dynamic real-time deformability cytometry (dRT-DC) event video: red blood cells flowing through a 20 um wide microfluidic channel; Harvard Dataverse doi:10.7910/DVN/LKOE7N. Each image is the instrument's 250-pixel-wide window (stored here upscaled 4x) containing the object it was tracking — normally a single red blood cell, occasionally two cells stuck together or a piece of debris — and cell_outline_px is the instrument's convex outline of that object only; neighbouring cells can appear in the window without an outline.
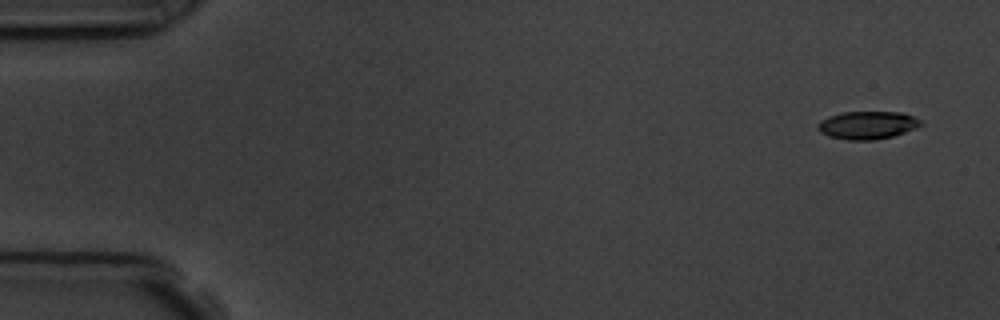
{"species": "common noctule bat (a hibernating species)", "species_latin": "Nyctalus noctula", "temperature_condition": "room temperature", "stored_images_in_passage": 6, "camera_frame_rate_fps": 3000, "um_per_image_px": 0.085, "animal": {"sex": "male", "body_mass_g": 19.5, "forearm_length_mm": 54.6}, "frame": {"image": 1, "passage_image": 1, "time_ms": 0.0, "image_size_px": [1000, 320], "cell_outline_px": [[924, 124], [904, 132], [892, 136], [872, 140], [848, 140], [828, 136], [820, 132], [816, 128], [816, 124], [820, 120], [828, 116], [844, 112], [900, 112], [912, 116], [920, 120]], "centroid_in_image_um": [73.67, 10.63], "position_along_channel_um": 11.3, "area_um2": 16.7}}
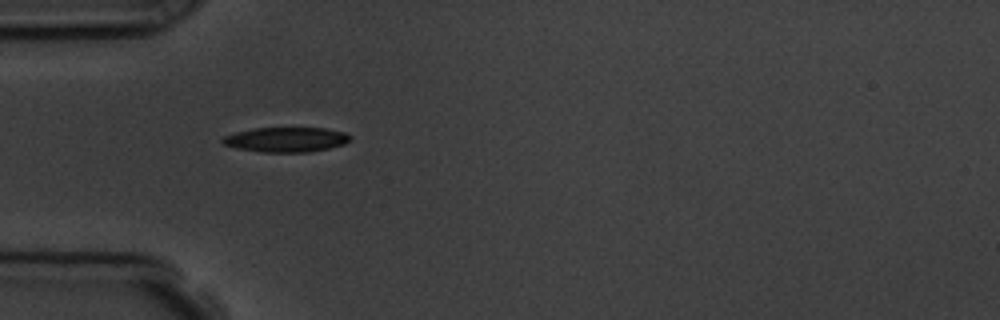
{"frame": {"image": 2, "passage_image": 5, "time_ms": 4.667, "image_size_px": [1000, 320], "cell_outline_px": [[352, 136], [344, 144], [328, 148], [308, 152], [264, 152], [236, 148], [224, 144], [220, 140], [224, 136], [236, 132], [256, 128], [324, 128], [344, 132]], "centroid_in_image_um": [24.31, 11.86], "position_along_channel_um": 60.7, "area_um2": 18.26}}